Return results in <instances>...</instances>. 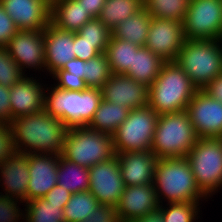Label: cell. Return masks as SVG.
<instances>
[{
  "mask_svg": "<svg viewBox=\"0 0 222 222\" xmlns=\"http://www.w3.org/2000/svg\"><path fill=\"white\" fill-rule=\"evenodd\" d=\"M10 126L18 153L62 154L67 128L60 119L45 110L17 117Z\"/></svg>",
  "mask_w": 222,
  "mask_h": 222,
  "instance_id": "cell-1",
  "label": "cell"
},
{
  "mask_svg": "<svg viewBox=\"0 0 222 222\" xmlns=\"http://www.w3.org/2000/svg\"><path fill=\"white\" fill-rule=\"evenodd\" d=\"M45 91L44 110L67 129L88 126L103 99L99 88L63 90L53 84Z\"/></svg>",
  "mask_w": 222,
  "mask_h": 222,
  "instance_id": "cell-2",
  "label": "cell"
},
{
  "mask_svg": "<svg viewBox=\"0 0 222 222\" xmlns=\"http://www.w3.org/2000/svg\"><path fill=\"white\" fill-rule=\"evenodd\" d=\"M154 187L160 205L175 202H200L208 197L197 186L186 157L159 158L154 173Z\"/></svg>",
  "mask_w": 222,
  "mask_h": 222,
  "instance_id": "cell-3",
  "label": "cell"
},
{
  "mask_svg": "<svg viewBox=\"0 0 222 222\" xmlns=\"http://www.w3.org/2000/svg\"><path fill=\"white\" fill-rule=\"evenodd\" d=\"M197 91L177 63L168 61L149 87L148 105L158 115L185 111Z\"/></svg>",
  "mask_w": 222,
  "mask_h": 222,
  "instance_id": "cell-4",
  "label": "cell"
},
{
  "mask_svg": "<svg viewBox=\"0 0 222 222\" xmlns=\"http://www.w3.org/2000/svg\"><path fill=\"white\" fill-rule=\"evenodd\" d=\"M175 63L188 75L198 90H203L222 73V42L186 39Z\"/></svg>",
  "mask_w": 222,
  "mask_h": 222,
  "instance_id": "cell-5",
  "label": "cell"
},
{
  "mask_svg": "<svg viewBox=\"0 0 222 222\" xmlns=\"http://www.w3.org/2000/svg\"><path fill=\"white\" fill-rule=\"evenodd\" d=\"M197 139L186 110L161 114L157 119L151 151L158 159L186 157Z\"/></svg>",
  "mask_w": 222,
  "mask_h": 222,
  "instance_id": "cell-6",
  "label": "cell"
},
{
  "mask_svg": "<svg viewBox=\"0 0 222 222\" xmlns=\"http://www.w3.org/2000/svg\"><path fill=\"white\" fill-rule=\"evenodd\" d=\"M61 156L71 163L90 168L116 156L113 135L88 126L69 128Z\"/></svg>",
  "mask_w": 222,
  "mask_h": 222,
  "instance_id": "cell-7",
  "label": "cell"
},
{
  "mask_svg": "<svg viewBox=\"0 0 222 222\" xmlns=\"http://www.w3.org/2000/svg\"><path fill=\"white\" fill-rule=\"evenodd\" d=\"M186 158L197 186L211 198L222 187V139L198 138Z\"/></svg>",
  "mask_w": 222,
  "mask_h": 222,
  "instance_id": "cell-8",
  "label": "cell"
},
{
  "mask_svg": "<svg viewBox=\"0 0 222 222\" xmlns=\"http://www.w3.org/2000/svg\"><path fill=\"white\" fill-rule=\"evenodd\" d=\"M158 116L149 105L130 110L113 134L115 153L151 151Z\"/></svg>",
  "mask_w": 222,
  "mask_h": 222,
  "instance_id": "cell-9",
  "label": "cell"
},
{
  "mask_svg": "<svg viewBox=\"0 0 222 222\" xmlns=\"http://www.w3.org/2000/svg\"><path fill=\"white\" fill-rule=\"evenodd\" d=\"M222 0H190L183 21L185 39L219 40Z\"/></svg>",
  "mask_w": 222,
  "mask_h": 222,
  "instance_id": "cell-10",
  "label": "cell"
},
{
  "mask_svg": "<svg viewBox=\"0 0 222 222\" xmlns=\"http://www.w3.org/2000/svg\"><path fill=\"white\" fill-rule=\"evenodd\" d=\"M125 188L117 155L89 168L88 191L100 205L116 207Z\"/></svg>",
  "mask_w": 222,
  "mask_h": 222,
  "instance_id": "cell-11",
  "label": "cell"
},
{
  "mask_svg": "<svg viewBox=\"0 0 222 222\" xmlns=\"http://www.w3.org/2000/svg\"><path fill=\"white\" fill-rule=\"evenodd\" d=\"M186 111L197 138L222 137V103L212 99L205 91L198 90Z\"/></svg>",
  "mask_w": 222,
  "mask_h": 222,
  "instance_id": "cell-12",
  "label": "cell"
},
{
  "mask_svg": "<svg viewBox=\"0 0 222 222\" xmlns=\"http://www.w3.org/2000/svg\"><path fill=\"white\" fill-rule=\"evenodd\" d=\"M185 40L183 23L152 18L145 47L166 62L175 61Z\"/></svg>",
  "mask_w": 222,
  "mask_h": 222,
  "instance_id": "cell-13",
  "label": "cell"
},
{
  "mask_svg": "<svg viewBox=\"0 0 222 222\" xmlns=\"http://www.w3.org/2000/svg\"><path fill=\"white\" fill-rule=\"evenodd\" d=\"M6 47L24 74L26 68L46 70L44 30H18Z\"/></svg>",
  "mask_w": 222,
  "mask_h": 222,
  "instance_id": "cell-14",
  "label": "cell"
},
{
  "mask_svg": "<svg viewBox=\"0 0 222 222\" xmlns=\"http://www.w3.org/2000/svg\"><path fill=\"white\" fill-rule=\"evenodd\" d=\"M101 91L105 101L129 110L148 106L149 87L125 74H112Z\"/></svg>",
  "mask_w": 222,
  "mask_h": 222,
  "instance_id": "cell-15",
  "label": "cell"
},
{
  "mask_svg": "<svg viewBox=\"0 0 222 222\" xmlns=\"http://www.w3.org/2000/svg\"><path fill=\"white\" fill-rule=\"evenodd\" d=\"M159 208L154 183L126 186L116 205L121 222H132L148 213L158 211Z\"/></svg>",
  "mask_w": 222,
  "mask_h": 222,
  "instance_id": "cell-16",
  "label": "cell"
},
{
  "mask_svg": "<svg viewBox=\"0 0 222 222\" xmlns=\"http://www.w3.org/2000/svg\"><path fill=\"white\" fill-rule=\"evenodd\" d=\"M60 155L29 154V183L27 202L43 198L57 185L58 162Z\"/></svg>",
  "mask_w": 222,
  "mask_h": 222,
  "instance_id": "cell-17",
  "label": "cell"
},
{
  "mask_svg": "<svg viewBox=\"0 0 222 222\" xmlns=\"http://www.w3.org/2000/svg\"><path fill=\"white\" fill-rule=\"evenodd\" d=\"M19 30H44L50 23L51 8L43 0H0Z\"/></svg>",
  "mask_w": 222,
  "mask_h": 222,
  "instance_id": "cell-18",
  "label": "cell"
},
{
  "mask_svg": "<svg viewBox=\"0 0 222 222\" xmlns=\"http://www.w3.org/2000/svg\"><path fill=\"white\" fill-rule=\"evenodd\" d=\"M38 81L26 75L10 88L11 120L44 110L46 85Z\"/></svg>",
  "mask_w": 222,
  "mask_h": 222,
  "instance_id": "cell-19",
  "label": "cell"
},
{
  "mask_svg": "<svg viewBox=\"0 0 222 222\" xmlns=\"http://www.w3.org/2000/svg\"><path fill=\"white\" fill-rule=\"evenodd\" d=\"M46 72L50 77L76 58L73 46V32L57 28L51 22L44 29Z\"/></svg>",
  "mask_w": 222,
  "mask_h": 222,
  "instance_id": "cell-20",
  "label": "cell"
},
{
  "mask_svg": "<svg viewBox=\"0 0 222 222\" xmlns=\"http://www.w3.org/2000/svg\"><path fill=\"white\" fill-rule=\"evenodd\" d=\"M29 179V154L16 152L0 164V186H2L4 195L24 203L27 202Z\"/></svg>",
  "mask_w": 222,
  "mask_h": 222,
  "instance_id": "cell-21",
  "label": "cell"
},
{
  "mask_svg": "<svg viewBox=\"0 0 222 222\" xmlns=\"http://www.w3.org/2000/svg\"><path fill=\"white\" fill-rule=\"evenodd\" d=\"M122 179L126 186L154 183L155 166L158 158L152 151L116 153Z\"/></svg>",
  "mask_w": 222,
  "mask_h": 222,
  "instance_id": "cell-22",
  "label": "cell"
},
{
  "mask_svg": "<svg viewBox=\"0 0 222 222\" xmlns=\"http://www.w3.org/2000/svg\"><path fill=\"white\" fill-rule=\"evenodd\" d=\"M91 19L78 0H60L51 7L50 22L61 30L77 32Z\"/></svg>",
  "mask_w": 222,
  "mask_h": 222,
  "instance_id": "cell-23",
  "label": "cell"
},
{
  "mask_svg": "<svg viewBox=\"0 0 222 222\" xmlns=\"http://www.w3.org/2000/svg\"><path fill=\"white\" fill-rule=\"evenodd\" d=\"M165 62L160 56L142 46L134 53L133 68H130L125 75L150 87Z\"/></svg>",
  "mask_w": 222,
  "mask_h": 222,
  "instance_id": "cell-24",
  "label": "cell"
},
{
  "mask_svg": "<svg viewBox=\"0 0 222 222\" xmlns=\"http://www.w3.org/2000/svg\"><path fill=\"white\" fill-rule=\"evenodd\" d=\"M152 17L143 7L113 29L112 36L140 47L145 46Z\"/></svg>",
  "mask_w": 222,
  "mask_h": 222,
  "instance_id": "cell-25",
  "label": "cell"
},
{
  "mask_svg": "<svg viewBox=\"0 0 222 222\" xmlns=\"http://www.w3.org/2000/svg\"><path fill=\"white\" fill-rule=\"evenodd\" d=\"M129 111L125 106L102 99L88 127L98 132L113 135L127 119Z\"/></svg>",
  "mask_w": 222,
  "mask_h": 222,
  "instance_id": "cell-26",
  "label": "cell"
},
{
  "mask_svg": "<svg viewBox=\"0 0 222 222\" xmlns=\"http://www.w3.org/2000/svg\"><path fill=\"white\" fill-rule=\"evenodd\" d=\"M139 48L136 44L111 35L105 54L112 74H126L133 68L134 53Z\"/></svg>",
  "mask_w": 222,
  "mask_h": 222,
  "instance_id": "cell-27",
  "label": "cell"
},
{
  "mask_svg": "<svg viewBox=\"0 0 222 222\" xmlns=\"http://www.w3.org/2000/svg\"><path fill=\"white\" fill-rule=\"evenodd\" d=\"M57 184L72 194L88 191L89 189V168L71 163L59 156Z\"/></svg>",
  "mask_w": 222,
  "mask_h": 222,
  "instance_id": "cell-28",
  "label": "cell"
},
{
  "mask_svg": "<svg viewBox=\"0 0 222 222\" xmlns=\"http://www.w3.org/2000/svg\"><path fill=\"white\" fill-rule=\"evenodd\" d=\"M143 8V0H106L98 19L111 31Z\"/></svg>",
  "mask_w": 222,
  "mask_h": 222,
  "instance_id": "cell-29",
  "label": "cell"
},
{
  "mask_svg": "<svg viewBox=\"0 0 222 222\" xmlns=\"http://www.w3.org/2000/svg\"><path fill=\"white\" fill-rule=\"evenodd\" d=\"M84 77L85 61L78 58L71 59L62 69L52 75V79L57 81V84H54L55 86L63 90L75 91H82L88 88Z\"/></svg>",
  "mask_w": 222,
  "mask_h": 222,
  "instance_id": "cell-30",
  "label": "cell"
},
{
  "mask_svg": "<svg viewBox=\"0 0 222 222\" xmlns=\"http://www.w3.org/2000/svg\"><path fill=\"white\" fill-rule=\"evenodd\" d=\"M100 206L98 200L90 191H81L70 196L69 201L63 209L65 222H80L93 214Z\"/></svg>",
  "mask_w": 222,
  "mask_h": 222,
  "instance_id": "cell-31",
  "label": "cell"
},
{
  "mask_svg": "<svg viewBox=\"0 0 222 222\" xmlns=\"http://www.w3.org/2000/svg\"><path fill=\"white\" fill-rule=\"evenodd\" d=\"M25 222H65L63 209L65 205H55L44 198L25 202Z\"/></svg>",
  "mask_w": 222,
  "mask_h": 222,
  "instance_id": "cell-32",
  "label": "cell"
},
{
  "mask_svg": "<svg viewBox=\"0 0 222 222\" xmlns=\"http://www.w3.org/2000/svg\"><path fill=\"white\" fill-rule=\"evenodd\" d=\"M190 0H143V7L152 18L183 23Z\"/></svg>",
  "mask_w": 222,
  "mask_h": 222,
  "instance_id": "cell-33",
  "label": "cell"
},
{
  "mask_svg": "<svg viewBox=\"0 0 222 222\" xmlns=\"http://www.w3.org/2000/svg\"><path fill=\"white\" fill-rule=\"evenodd\" d=\"M202 202H175L160 205L163 222H197ZM168 205V207H167ZM197 220V221H196Z\"/></svg>",
  "mask_w": 222,
  "mask_h": 222,
  "instance_id": "cell-34",
  "label": "cell"
},
{
  "mask_svg": "<svg viewBox=\"0 0 222 222\" xmlns=\"http://www.w3.org/2000/svg\"><path fill=\"white\" fill-rule=\"evenodd\" d=\"M111 75L112 72L105 53H100L96 57L85 61L84 80L88 87L101 89Z\"/></svg>",
  "mask_w": 222,
  "mask_h": 222,
  "instance_id": "cell-35",
  "label": "cell"
},
{
  "mask_svg": "<svg viewBox=\"0 0 222 222\" xmlns=\"http://www.w3.org/2000/svg\"><path fill=\"white\" fill-rule=\"evenodd\" d=\"M77 33L86 41L96 43V49L100 53H105L112 35L111 30L98 18H93L86 22Z\"/></svg>",
  "mask_w": 222,
  "mask_h": 222,
  "instance_id": "cell-36",
  "label": "cell"
},
{
  "mask_svg": "<svg viewBox=\"0 0 222 222\" xmlns=\"http://www.w3.org/2000/svg\"><path fill=\"white\" fill-rule=\"evenodd\" d=\"M26 75L9 55L7 47H0V85L11 88Z\"/></svg>",
  "mask_w": 222,
  "mask_h": 222,
  "instance_id": "cell-37",
  "label": "cell"
},
{
  "mask_svg": "<svg viewBox=\"0 0 222 222\" xmlns=\"http://www.w3.org/2000/svg\"><path fill=\"white\" fill-rule=\"evenodd\" d=\"M17 203L23 202L0 192V222H18L25 219V210H20Z\"/></svg>",
  "mask_w": 222,
  "mask_h": 222,
  "instance_id": "cell-38",
  "label": "cell"
},
{
  "mask_svg": "<svg viewBox=\"0 0 222 222\" xmlns=\"http://www.w3.org/2000/svg\"><path fill=\"white\" fill-rule=\"evenodd\" d=\"M16 152L11 126L0 123V164L4 163Z\"/></svg>",
  "mask_w": 222,
  "mask_h": 222,
  "instance_id": "cell-39",
  "label": "cell"
},
{
  "mask_svg": "<svg viewBox=\"0 0 222 222\" xmlns=\"http://www.w3.org/2000/svg\"><path fill=\"white\" fill-rule=\"evenodd\" d=\"M73 46L75 57L84 61L100 54L96 49V43L84 40L77 32H73Z\"/></svg>",
  "mask_w": 222,
  "mask_h": 222,
  "instance_id": "cell-40",
  "label": "cell"
},
{
  "mask_svg": "<svg viewBox=\"0 0 222 222\" xmlns=\"http://www.w3.org/2000/svg\"><path fill=\"white\" fill-rule=\"evenodd\" d=\"M18 30L15 22L0 3V47H6Z\"/></svg>",
  "mask_w": 222,
  "mask_h": 222,
  "instance_id": "cell-41",
  "label": "cell"
},
{
  "mask_svg": "<svg viewBox=\"0 0 222 222\" xmlns=\"http://www.w3.org/2000/svg\"><path fill=\"white\" fill-rule=\"evenodd\" d=\"M80 222H121L116 207L100 205L93 214L88 215L87 219Z\"/></svg>",
  "mask_w": 222,
  "mask_h": 222,
  "instance_id": "cell-42",
  "label": "cell"
},
{
  "mask_svg": "<svg viewBox=\"0 0 222 222\" xmlns=\"http://www.w3.org/2000/svg\"><path fill=\"white\" fill-rule=\"evenodd\" d=\"M10 87L0 85V123L11 124Z\"/></svg>",
  "mask_w": 222,
  "mask_h": 222,
  "instance_id": "cell-43",
  "label": "cell"
},
{
  "mask_svg": "<svg viewBox=\"0 0 222 222\" xmlns=\"http://www.w3.org/2000/svg\"><path fill=\"white\" fill-rule=\"evenodd\" d=\"M72 193L60 185L53 187L43 198L55 205H66Z\"/></svg>",
  "mask_w": 222,
  "mask_h": 222,
  "instance_id": "cell-44",
  "label": "cell"
},
{
  "mask_svg": "<svg viewBox=\"0 0 222 222\" xmlns=\"http://www.w3.org/2000/svg\"><path fill=\"white\" fill-rule=\"evenodd\" d=\"M212 99L222 103V73L210 81L203 89Z\"/></svg>",
  "mask_w": 222,
  "mask_h": 222,
  "instance_id": "cell-45",
  "label": "cell"
},
{
  "mask_svg": "<svg viewBox=\"0 0 222 222\" xmlns=\"http://www.w3.org/2000/svg\"><path fill=\"white\" fill-rule=\"evenodd\" d=\"M80 5L89 12L93 18H98L106 0H78Z\"/></svg>",
  "mask_w": 222,
  "mask_h": 222,
  "instance_id": "cell-46",
  "label": "cell"
},
{
  "mask_svg": "<svg viewBox=\"0 0 222 222\" xmlns=\"http://www.w3.org/2000/svg\"><path fill=\"white\" fill-rule=\"evenodd\" d=\"M132 222H163V218L161 215V211H154L152 213H148L141 218H138Z\"/></svg>",
  "mask_w": 222,
  "mask_h": 222,
  "instance_id": "cell-47",
  "label": "cell"
},
{
  "mask_svg": "<svg viewBox=\"0 0 222 222\" xmlns=\"http://www.w3.org/2000/svg\"><path fill=\"white\" fill-rule=\"evenodd\" d=\"M50 8L60 0H43Z\"/></svg>",
  "mask_w": 222,
  "mask_h": 222,
  "instance_id": "cell-48",
  "label": "cell"
},
{
  "mask_svg": "<svg viewBox=\"0 0 222 222\" xmlns=\"http://www.w3.org/2000/svg\"><path fill=\"white\" fill-rule=\"evenodd\" d=\"M219 40L222 42V23H221V32H220V35H219Z\"/></svg>",
  "mask_w": 222,
  "mask_h": 222,
  "instance_id": "cell-49",
  "label": "cell"
}]
</instances>
